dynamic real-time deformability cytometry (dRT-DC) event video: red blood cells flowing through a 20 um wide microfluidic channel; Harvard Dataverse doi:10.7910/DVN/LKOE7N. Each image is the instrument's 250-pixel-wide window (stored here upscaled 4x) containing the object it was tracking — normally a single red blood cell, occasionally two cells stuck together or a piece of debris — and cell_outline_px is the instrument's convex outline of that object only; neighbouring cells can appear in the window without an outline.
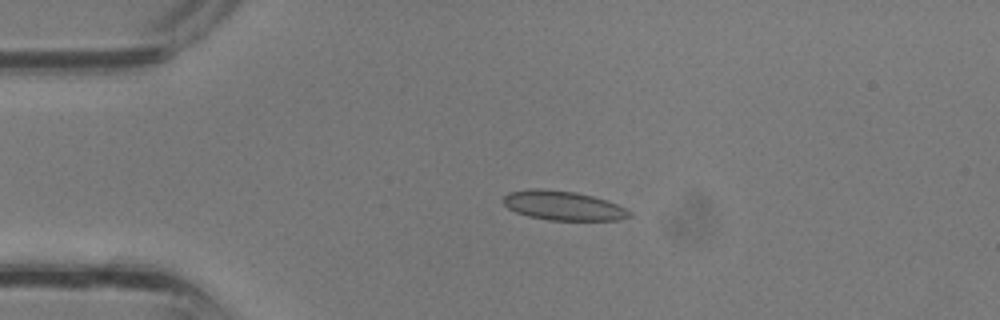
{"species": "common noctule bat (a hibernating species)", "species_latin": "Nyctalus noctula", "temperature_condition": "room temperature", "stored_images_in_passage": 29, "camera_frame_rate_fps": 3000, "um_per_image_px": 0.085, "animal": {"sex": "male", "body_mass_g": 13.3}, "frame": {"image": 1, "passage_image": 1, "time_ms": 0.0, "image_size_px": [1000, 320], "cell_outline_px": [[632, 216], [616, 220], [548, 220], [528, 216], [516, 212], [508, 208], [504, 204], [504, 196], [508, 192], [532, 188], [536, 188], [576, 192], [608, 200], [632, 212]], "centroid_in_image_um": [47.86, 17.47], "position_along_channel_um": 37.1, "area_um2": 21.5}}
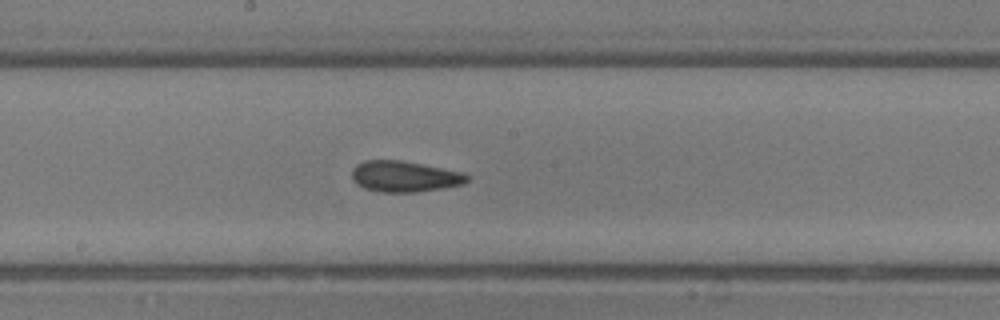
{"frame": {"image": 2, "passage_image": 12, "time_ms": 3.667, "image_size_px": [1000, 320], "cell_outline_px": [[468, 180], [464, 184], [444, 188], [416, 192], [380, 192], [364, 188], [356, 184], [352, 180], [352, 168], [356, 164], [364, 160], [400, 160], [464, 172], [468, 176]], "centroid_in_image_um": [34.36, 15.0], "position_along_channel_um": 213.8, "area_um2": 20.92}}
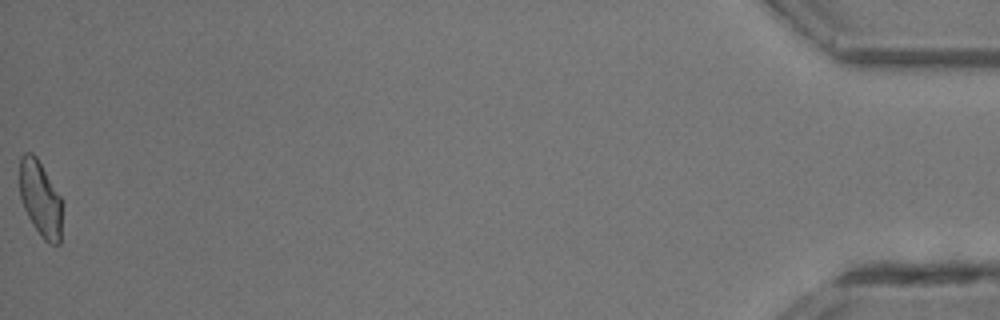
{"frame": {"image": 3, "passage_image": 29, "time_ms": 9.333, "image_size_px": [1000, 320], "cell_outline_px": [[60, 244], [48, 244], [40, 236], [32, 224], [20, 200], [20, 156], [24, 152], [32, 152], [36, 156], [60, 196]], "centroid_in_image_um": [3.39, 16.89], "position_along_channel_um": 431.8, "area_um2": 18.5}}